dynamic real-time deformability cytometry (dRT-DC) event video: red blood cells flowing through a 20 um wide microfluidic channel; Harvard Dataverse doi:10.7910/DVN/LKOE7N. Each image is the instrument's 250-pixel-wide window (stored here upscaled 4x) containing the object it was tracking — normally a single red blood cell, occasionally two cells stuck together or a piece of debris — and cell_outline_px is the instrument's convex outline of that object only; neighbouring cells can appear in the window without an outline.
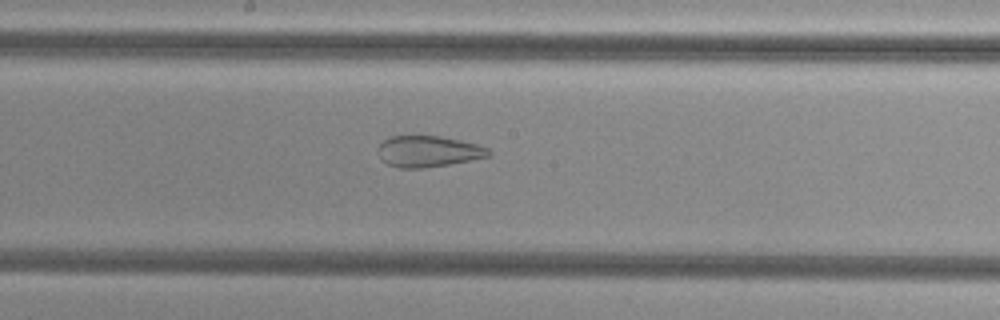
{"species": "common noctule bat (a hibernating species)", "species_latin": "Nyctalus noctula", "temperature_condition": "cold", "stored_images_in_passage": 49, "camera_frame_rate_fps": 3000, "um_per_image_px": 0.085, "animal": {"sex": "female", "body_mass_g": 29.2, "forearm_length_mm": 56.3}, "frame": {"image": 1, "passage_image": 24, "time_ms": 7.667, "image_size_px": [1000, 320], "cell_outline_px": [[492, 152], [488, 156], [448, 164], [424, 168], [400, 168], [388, 164], [380, 156], [380, 144], [388, 136], [440, 136], [460, 140], [476, 144], [488, 148]], "centroid_in_image_um": [36.41, 12.86], "position_along_channel_um": 211.8, "area_um2": 19.71}}
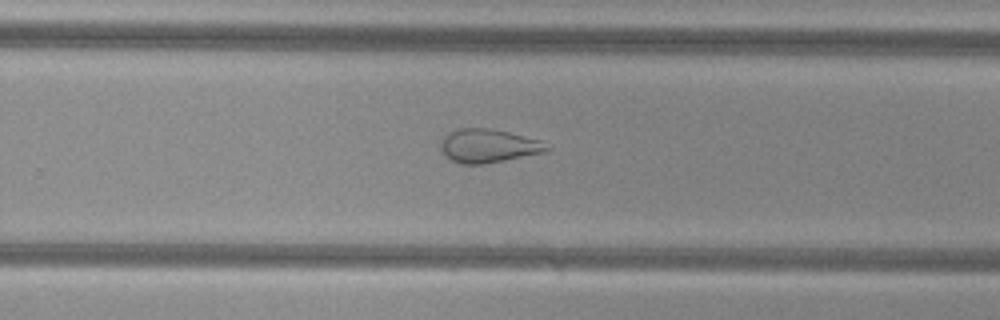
{"frame": {"image": 2, "passage_image": 30, "time_ms": 9.667, "image_size_px": [1000, 320], "cell_outline_px": [[552, 148], [548, 152], [484, 164], [460, 164], [444, 156], [440, 152], [440, 140], [448, 132], [460, 128], [492, 128], [540, 140]], "centroid_in_image_um": [41.49, 12.4], "position_along_channel_um": 288.3, "area_um2": 21.1}}
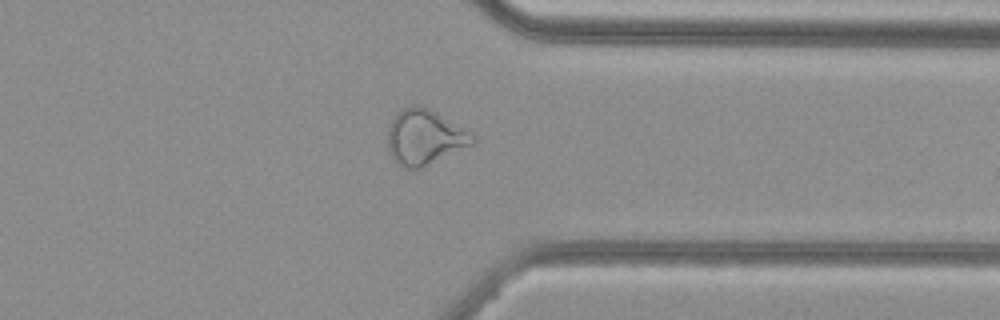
{"frame": {"image": 3, "passage_image": 37, "time_ms": 12.0, "image_size_px": [1000, 320], "cell_outline_px": [[476, 144], [420, 168], [400, 168], [392, 160], [388, 152], [388, 128], [396, 112], [404, 108], [420, 104], [436, 112], [476, 136]], "centroid_in_image_um": [36.08, 11.68], "position_along_channel_um": 375.3, "area_um2": 27.51}, "authors_computed_cell_mechanics": {"area_um2": 28.611, "velocity_mm_per_s": 3.831, "shape_relaxation_time_tau1_ms": null, "shape_relaxation_time_tau2_ms": 1.9316, "deformation_change_tau1": null, "deformation_change_tau2": 0.1015}}